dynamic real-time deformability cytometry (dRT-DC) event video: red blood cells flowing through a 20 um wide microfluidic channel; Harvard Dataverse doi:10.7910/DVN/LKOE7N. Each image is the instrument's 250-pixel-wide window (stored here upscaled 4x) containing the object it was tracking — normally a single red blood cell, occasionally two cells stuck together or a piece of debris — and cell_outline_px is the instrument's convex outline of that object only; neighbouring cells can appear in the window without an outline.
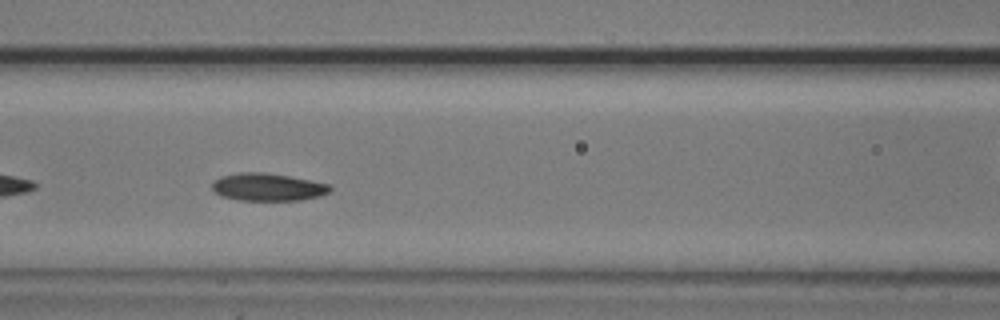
{"species": "common noctule bat (a hibernating species)", "species_latin": "Nyctalus noctula", "temperature_condition": "cold", "stored_images_in_passage": 9, "camera_frame_rate_fps": 3000, "um_per_image_px": 0.085, "animal": {"sex": "male", "body_mass_g": 20.5, "forearm_length_mm": 52.5}, "frame": {"image": 1, "passage_image": 6, "time_ms": 6.0, "image_size_px": [1000, 320], "cell_outline_px": [[332, 188], [328, 192], [320, 196], [300, 200], [240, 200], [220, 196], [212, 188], [212, 184], [220, 176], [240, 172], [264, 172], [288, 176], [328, 184]], "centroid_in_image_um": [22.73, 15.9], "position_along_channel_um": 143.9, "area_um2": 18.79}}